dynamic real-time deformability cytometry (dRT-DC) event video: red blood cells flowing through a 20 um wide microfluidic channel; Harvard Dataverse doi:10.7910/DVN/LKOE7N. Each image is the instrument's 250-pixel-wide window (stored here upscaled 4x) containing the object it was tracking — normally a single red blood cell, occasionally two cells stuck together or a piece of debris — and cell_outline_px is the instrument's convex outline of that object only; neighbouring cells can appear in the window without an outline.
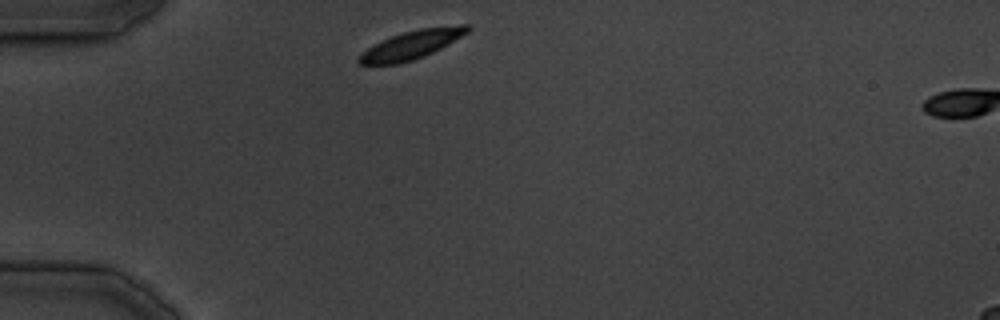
{"species": "common noctule bat (a hibernating species)", "species_latin": "Nyctalus noctula", "temperature_condition": "cold", "stored_images_in_passage": 3, "camera_frame_rate_fps": 3000, "um_per_image_px": 0.085, "animal": {"sex": "male", "body_mass_g": 19.5, "forearm_length_mm": 54.6}, "frame": {"image": 1, "passage_image": 1, "time_ms": 0.0, "image_size_px": [1000, 320], "cell_outline_px": [[472, 28], [468, 32], [448, 44], [424, 56], [412, 60], [396, 64], [360, 64], [356, 60], [368, 48], [392, 36], [404, 32], [420, 28], [460, 24], [468, 24]], "centroid_in_image_um": [35.05, 3.78], "position_along_channel_um": 50.0, "area_um2": 17.63}}